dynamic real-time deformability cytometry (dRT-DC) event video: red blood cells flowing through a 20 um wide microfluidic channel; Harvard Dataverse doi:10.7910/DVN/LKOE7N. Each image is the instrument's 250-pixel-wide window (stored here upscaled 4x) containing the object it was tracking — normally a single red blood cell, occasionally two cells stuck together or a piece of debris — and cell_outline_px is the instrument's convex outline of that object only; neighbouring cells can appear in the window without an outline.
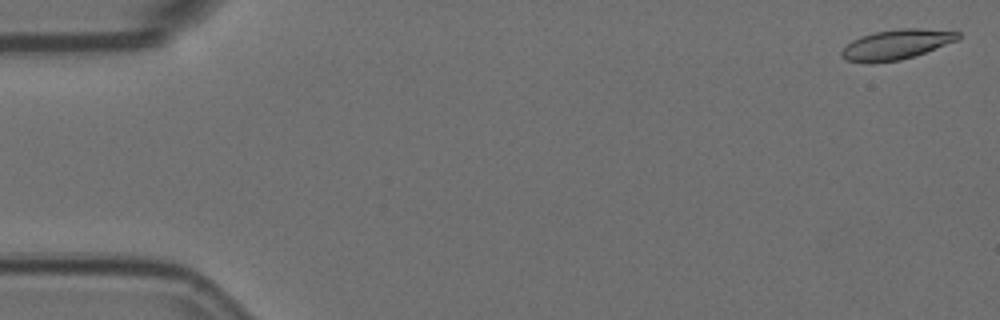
{"species": "Egyptian fruit bat (a non-hibernating species)", "species_latin": "Rousettus aegyptiacus", "temperature_condition": "room temperature", "stored_images_in_passage": 12, "camera_frame_rate_fps": 3000, "um_per_image_px": 0.085, "animal": {"sex": "female"}, "frame": {"image": 1, "passage_image": 2, "time_ms": 0.333, "image_size_px": [1000, 320], "cell_outline_px": [[960, 36], [956, 40], [924, 52], [900, 60], [872, 64], [868, 64], [844, 60], [840, 56], [840, 52], [852, 40], [860, 36], [876, 32], [900, 28], [920, 28], [960, 32]], "centroid_in_image_um": [76.1, 3.8], "position_along_channel_um": 8.9, "area_um2": 20.23}}